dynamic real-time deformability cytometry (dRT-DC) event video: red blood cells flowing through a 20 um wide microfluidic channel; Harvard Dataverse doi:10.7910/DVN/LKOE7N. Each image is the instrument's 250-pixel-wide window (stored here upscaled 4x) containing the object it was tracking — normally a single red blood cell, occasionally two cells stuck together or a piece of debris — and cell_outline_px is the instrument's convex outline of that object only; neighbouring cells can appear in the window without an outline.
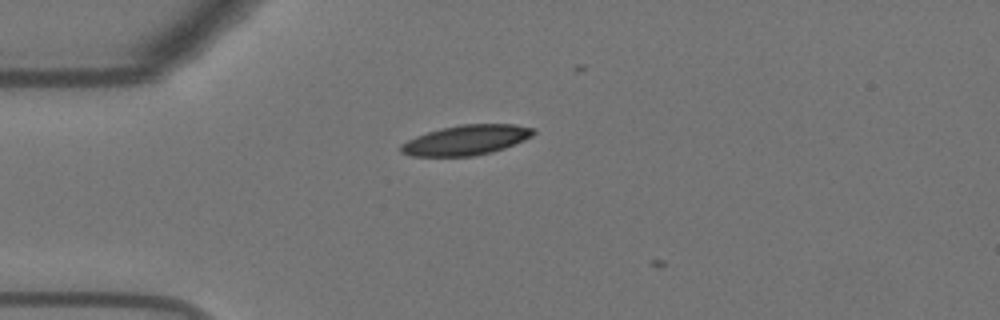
{"species": "Egyptian fruit bat (a non-hibernating species)", "species_latin": "Rousettus aegyptiacus", "temperature_condition": "warm", "stored_images_in_passage": 2, "camera_frame_rate_fps": 3000, "um_per_image_px": 0.085, "animal": {"sex": "female"}, "frame": {"image": 1, "passage_image": 1, "time_ms": 0.0, "image_size_px": [1000, 320], "cell_outline_px": [[536, 132], [532, 136], [524, 140], [504, 148], [492, 152], [472, 156], [412, 156], [400, 152], [400, 144], [416, 136], [440, 128], [460, 124], [516, 124], [536, 128]], "centroid_in_image_um": [39.64, 11.89], "position_along_channel_um": 45.4, "area_um2": 23.24}}